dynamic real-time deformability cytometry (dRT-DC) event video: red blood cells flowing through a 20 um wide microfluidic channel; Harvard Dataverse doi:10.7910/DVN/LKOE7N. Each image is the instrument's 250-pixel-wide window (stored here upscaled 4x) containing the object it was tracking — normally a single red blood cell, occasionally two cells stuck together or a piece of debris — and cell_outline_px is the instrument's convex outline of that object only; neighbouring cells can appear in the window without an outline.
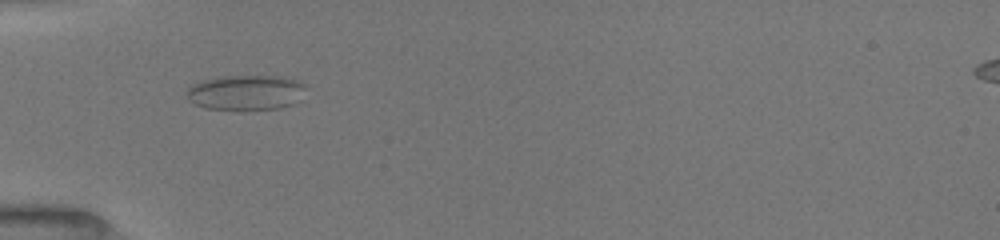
{"species": "common noctule bat (a hibernating species)", "species_latin": "Nyctalus noctula", "temperature_condition": "room temperature", "stored_images_in_passage": 2, "camera_frame_rate_fps": 3000, "um_per_image_px": 0.085, "animal": {"sex": "female", "body_mass_g": 19.5, "forearm_length_mm": 54.1}, "frame": {"image": 1, "passage_image": 1, "time_ms": 0.0, "image_size_px": [1000, 240], "cell_outline_px": [[304, 88], [300, 100], [296, 104], [280, 108], [208, 108], [196, 104], [188, 100], [184, 92], [192, 84], [216, 76], [284, 76], [296, 80], [304, 84]], "centroid_in_image_um": [20.89, 7.83], "position_along_channel_um": 64.1, "area_um2": 24.16}}